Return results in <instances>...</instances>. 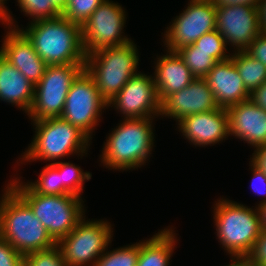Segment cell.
Listing matches in <instances>:
<instances>
[{"mask_svg": "<svg viewBox=\"0 0 266 266\" xmlns=\"http://www.w3.org/2000/svg\"><path fill=\"white\" fill-rule=\"evenodd\" d=\"M0 191V237L21 255L46 250L57 243L30 206L5 182Z\"/></svg>", "mask_w": 266, "mask_h": 266, "instance_id": "5b68a950", "label": "cell"}, {"mask_svg": "<svg viewBox=\"0 0 266 266\" xmlns=\"http://www.w3.org/2000/svg\"><path fill=\"white\" fill-rule=\"evenodd\" d=\"M19 25L47 65L85 64L81 27L60 15Z\"/></svg>", "mask_w": 266, "mask_h": 266, "instance_id": "277c9868", "label": "cell"}, {"mask_svg": "<svg viewBox=\"0 0 266 266\" xmlns=\"http://www.w3.org/2000/svg\"><path fill=\"white\" fill-rule=\"evenodd\" d=\"M219 108L215 97L204 78H195L187 87L169 95L161 103L162 119H171L175 125L183 118L193 114L208 112Z\"/></svg>", "mask_w": 266, "mask_h": 266, "instance_id": "2e32d148", "label": "cell"}, {"mask_svg": "<svg viewBox=\"0 0 266 266\" xmlns=\"http://www.w3.org/2000/svg\"><path fill=\"white\" fill-rule=\"evenodd\" d=\"M61 174L62 195H76L85 200V182L92 179V172L85 170L73 161L61 160L51 163Z\"/></svg>", "mask_w": 266, "mask_h": 266, "instance_id": "603a6c76", "label": "cell"}, {"mask_svg": "<svg viewBox=\"0 0 266 266\" xmlns=\"http://www.w3.org/2000/svg\"><path fill=\"white\" fill-rule=\"evenodd\" d=\"M51 2L62 13L68 3V0H51Z\"/></svg>", "mask_w": 266, "mask_h": 266, "instance_id": "7bdbcfd3", "label": "cell"}, {"mask_svg": "<svg viewBox=\"0 0 266 266\" xmlns=\"http://www.w3.org/2000/svg\"><path fill=\"white\" fill-rule=\"evenodd\" d=\"M261 216V226L266 230V202L258 207Z\"/></svg>", "mask_w": 266, "mask_h": 266, "instance_id": "b9f144b4", "label": "cell"}, {"mask_svg": "<svg viewBox=\"0 0 266 266\" xmlns=\"http://www.w3.org/2000/svg\"><path fill=\"white\" fill-rule=\"evenodd\" d=\"M175 229L174 224L168 225L153 232L151 237L141 239L137 266H170L181 237Z\"/></svg>", "mask_w": 266, "mask_h": 266, "instance_id": "7402d4cb", "label": "cell"}, {"mask_svg": "<svg viewBox=\"0 0 266 266\" xmlns=\"http://www.w3.org/2000/svg\"><path fill=\"white\" fill-rule=\"evenodd\" d=\"M35 180H26L24 182L35 192L42 195H62V179L59 171L47 163Z\"/></svg>", "mask_w": 266, "mask_h": 266, "instance_id": "4316f807", "label": "cell"}, {"mask_svg": "<svg viewBox=\"0 0 266 266\" xmlns=\"http://www.w3.org/2000/svg\"><path fill=\"white\" fill-rule=\"evenodd\" d=\"M193 45L197 47V50L209 52L216 62L228 60L232 53L225 39L216 29L199 37Z\"/></svg>", "mask_w": 266, "mask_h": 266, "instance_id": "f1b7e54d", "label": "cell"}, {"mask_svg": "<svg viewBox=\"0 0 266 266\" xmlns=\"http://www.w3.org/2000/svg\"><path fill=\"white\" fill-rule=\"evenodd\" d=\"M223 266H252V264L246 257H230L229 263H225Z\"/></svg>", "mask_w": 266, "mask_h": 266, "instance_id": "60d3db41", "label": "cell"}, {"mask_svg": "<svg viewBox=\"0 0 266 266\" xmlns=\"http://www.w3.org/2000/svg\"><path fill=\"white\" fill-rule=\"evenodd\" d=\"M216 30L232 52L244 51L260 33L256 7L216 8Z\"/></svg>", "mask_w": 266, "mask_h": 266, "instance_id": "9a60e30c", "label": "cell"}, {"mask_svg": "<svg viewBox=\"0 0 266 266\" xmlns=\"http://www.w3.org/2000/svg\"><path fill=\"white\" fill-rule=\"evenodd\" d=\"M190 69L195 78H204L217 63L209 52L197 50L193 44L184 46L176 51Z\"/></svg>", "mask_w": 266, "mask_h": 266, "instance_id": "484cf974", "label": "cell"}, {"mask_svg": "<svg viewBox=\"0 0 266 266\" xmlns=\"http://www.w3.org/2000/svg\"><path fill=\"white\" fill-rule=\"evenodd\" d=\"M108 109L116 111L121 119L160 118L161 102L152 74L141 70L133 75L118 94L107 102Z\"/></svg>", "mask_w": 266, "mask_h": 266, "instance_id": "4fadbf2b", "label": "cell"}, {"mask_svg": "<svg viewBox=\"0 0 266 266\" xmlns=\"http://www.w3.org/2000/svg\"><path fill=\"white\" fill-rule=\"evenodd\" d=\"M158 119L160 118H120L117 126L114 125L107 132L103 141L97 159L99 166L113 172L130 173L148 165L156 149L155 121Z\"/></svg>", "mask_w": 266, "mask_h": 266, "instance_id": "6da1fadb", "label": "cell"}, {"mask_svg": "<svg viewBox=\"0 0 266 266\" xmlns=\"http://www.w3.org/2000/svg\"><path fill=\"white\" fill-rule=\"evenodd\" d=\"M24 256L0 237V266H23Z\"/></svg>", "mask_w": 266, "mask_h": 266, "instance_id": "d6a6232c", "label": "cell"}, {"mask_svg": "<svg viewBox=\"0 0 266 266\" xmlns=\"http://www.w3.org/2000/svg\"><path fill=\"white\" fill-rule=\"evenodd\" d=\"M175 127L186 144L195 148L217 146L230 139L229 115L227 109L221 107L186 116Z\"/></svg>", "mask_w": 266, "mask_h": 266, "instance_id": "5bb4252c", "label": "cell"}, {"mask_svg": "<svg viewBox=\"0 0 266 266\" xmlns=\"http://www.w3.org/2000/svg\"><path fill=\"white\" fill-rule=\"evenodd\" d=\"M230 58L238 69L249 93L266 81V66L245 51H234L231 53Z\"/></svg>", "mask_w": 266, "mask_h": 266, "instance_id": "cb8c5ba5", "label": "cell"}, {"mask_svg": "<svg viewBox=\"0 0 266 266\" xmlns=\"http://www.w3.org/2000/svg\"><path fill=\"white\" fill-rule=\"evenodd\" d=\"M106 109L107 102L101 97L93 78L84 69L73 81L60 117L78 127L93 141L95 130L103 122L102 116Z\"/></svg>", "mask_w": 266, "mask_h": 266, "instance_id": "30bf717a", "label": "cell"}, {"mask_svg": "<svg viewBox=\"0 0 266 266\" xmlns=\"http://www.w3.org/2000/svg\"><path fill=\"white\" fill-rule=\"evenodd\" d=\"M112 242L94 266H137L140 240L111 249ZM111 249V250H110Z\"/></svg>", "mask_w": 266, "mask_h": 266, "instance_id": "d4e9b609", "label": "cell"}, {"mask_svg": "<svg viewBox=\"0 0 266 266\" xmlns=\"http://www.w3.org/2000/svg\"><path fill=\"white\" fill-rule=\"evenodd\" d=\"M249 160L266 174V145L254 149Z\"/></svg>", "mask_w": 266, "mask_h": 266, "instance_id": "8d00e7d4", "label": "cell"}, {"mask_svg": "<svg viewBox=\"0 0 266 266\" xmlns=\"http://www.w3.org/2000/svg\"><path fill=\"white\" fill-rule=\"evenodd\" d=\"M115 226L109 219H89L87 214L57 245L66 266H94L114 240Z\"/></svg>", "mask_w": 266, "mask_h": 266, "instance_id": "ba28073f", "label": "cell"}, {"mask_svg": "<svg viewBox=\"0 0 266 266\" xmlns=\"http://www.w3.org/2000/svg\"><path fill=\"white\" fill-rule=\"evenodd\" d=\"M23 266H66L60 247L39 250L26 254L23 259Z\"/></svg>", "mask_w": 266, "mask_h": 266, "instance_id": "4dcf8cb0", "label": "cell"}, {"mask_svg": "<svg viewBox=\"0 0 266 266\" xmlns=\"http://www.w3.org/2000/svg\"><path fill=\"white\" fill-rule=\"evenodd\" d=\"M128 12L121 3L105 0L82 25V45L85 55L105 47L124 45L131 42L125 33Z\"/></svg>", "mask_w": 266, "mask_h": 266, "instance_id": "8fae6325", "label": "cell"}, {"mask_svg": "<svg viewBox=\"0 0 266 266\" xmlns=\"http://www.w3.org/2000/svg\"><path fill=\"white\" fill-rule=\"evenodd\" d=\"M4 29L0 41V54L35 86L43 77L48 65L20 30L8 26H4Z\"/></svg>", "mask_w": 266, "mask_h": 266, "instance_id": "e0dca14e", "label": "cell"}, {"mask_svg": "<svg viewBox=\"0 0 266 266\" xmlns=\"http://www.w3.org/2000/svg\"><path fill=\"white\" fill-rule=\"evenodd\" d=\"M186 2L183 10L172 17L161 33V46L168 51L176 52L184 46L194 44L199 37L216 29V7L212 1Z\"/></svg>", "mask_w": 266, "mask_h": 266, "instance_id": "7c38bea8", "label": "cell"}, {"mask_svg": "<svg viewBox=\"0 0 266 266\" xmlns=\"http://www.w3.org/2000/svg\"><path fill=\"white\" fill-rule=\"evenodd\" d=\"M256 9L260 32L266 34V0H260Z\"/></svg>", "mask_w": 266, "mask_h": 266, "instance_id": "ab89813d", "label": "cell"}, {"mask_svg": "<svg viewBox=\"0 0 266 266\" xmlns=\"http://www.w3.org/2000/svg\"><path fill=\"white\" fill-rule=\"evenodd\" d=\"M260 0H212L216 8L228 6L257 7Z\"/></svg>", "mask_w": 266, "mask_h": 266, "instance_id": "f35d334b", "label": "cell"}, {"mask_svg": "<svg viewBox=\"0 0 266 266\" xmlns=\"http://www.w3.org/2000/svg\"><path fill=\"white\" fill-rule=\"evenodd\" d=\"M13 172L7 184L30 206L34 215L58 243L68 235L88 213L86 201L76 195H42L35 193L20 176Z\"/></svg>", "mask_w": 266, "mask_h": 266, "instance_id": "8992f818", "label": "cell"}, {"mask_svg": "<svg viewBox=\"0 0 266 266\" xmlns=\"http://www.w3.org/2000/svg\"><path fill=\"white\" fill-rule=\"evenodd\" d=\"M134 40L124 45L105 47L86 56L84 69L93 78L106 102L140 72L141 52Z\"/></svg>", "mask_w": 266, "mask_h": 266, "instance_id": "52a82bcc", "label": "cell"}, {"mask_svg": "<svg viewBox=\"0 0 266 266\" xmlns=\"http://www.w3.org/2000/svg\"><path fill=\"white\" fill-rule=\"evenodd\" d=\"M105 0H68V3L61 13L70 22L82 27L90 15Z\"/></svg>", "mask_w": 266, "mask_h": 266, "instance_id": "f546056e", "label": "cell"}, {"mask_svg": "<svg viewBox=\"0 0 266 266\" xmlns=\"http://www.w3.org/2000/svg\"><path fill=\"white\" fill-rule=\"evenodd\" d=\"M252 266H266V230L262 229L251 252L246 256Z\"/></svg>", "mask_w": 266, "mask_h": 266, "instance_id": "836d02e7", "label": "cell"}, {"mask_svg": "<svg viewBox=\"0 0 266 266\" xmlns=\"http://www.w3.org/2000/svg\"><path fill=\"white\" fill-rule=\"evenodd\" d=\"M9 1L10 0H0V25L19 30L18 18H14L16 16H13L15 15L13 11L10 10L9 6H6Z\"/></svg>", "mask_w": 266, "mask_h": 266, "instance_id": "d590c367", "label": "cell"}, {"mask_svg": "<svg viewBox=\"0 0 266 266\" xmlns=\"http://www.w3.org/2000/svg\"><path fill=\"white\" fill-rule=\"evenodd\" d=\"M212 203L214 234L224 255L246 257L263 229L258 207L223 195Z\"/></svg>", "mask_w": 266, "mask_h": 266, "instance_id": "3957f363", "label": "cell"}, {"mask_svg": "<svg viewBox=\"0 0 266 266\" xmlns=\"http://www.w3.org/2000/svg\"><path fill=\"white\" fill-rule=\"evenodd\" d=\"M31 125L34 129L31 143L16 158L14 172L17 169L16 172H20L23 165L37 161L51 164L71 157L81 160L92 149V140L61 117L31 122Z\"/></svg>", "mask_w": 266, "mask_h": 266, "instance_id": "7a4b0ae2", "label": "cell"}, {"mask_svg": "<svg viewBox=\"0 0 266 266\" xmlns=\"http://www.w3.org/2000/svg\"><path fill=\"white\" fill-rule=\"evenodd\" d=\"M248 166L251 174L250 190H252L255 195L259 196V199L255 204L256 207H259L261 204L266 202V174L263 170L256 167L251 161H249Z\"/></svg>", "mask_w": 266, "mask_h": 266, "instance_id": "1f68e13d", "label": "cell"}, {"mask_svg": "<svg viewBox=\"0 0 266 266\" xmlns=\"http://www.w3.org/2000/svg\"><path fill=\"white\" fill-rule=\"evenodd\" d=\"M244 51L266 66V34L260 32Z\"/></svg>", "mask_w": 266, "mask_h": 266, "instance_id": "e575fe53", "label": "cell"}, {"mask_svg": "<svg viewBox=\"0 0 266 266\" xmlns=\"http://www.w3.org/2000/svg\"><path fill=\"white\" fill-rule=\"evenodd\" d=\"M20 13L28 17L27 23L42 19H52L61 15V12L52 4L51 0H15Z\"/></svg>", "mask_w": 266, "mask_h": 266, "instance_id": "83f0119b", "label": "cell"}, {"mask_svg": "<svg viewBox=\"0 0 266 266\" xmlns=\"http://www.w3.org/2000/svg\"><path fill=\"white\" fill-rule=\"evenodd\" d=\"M164 54H155L151 60L153 80L156 85L158 99L162 103L169 95L187 87L195 77L177 52L162 49Z\"/></svg>", "mask_w": 266, "mask_h": 266, "instance_id": "d6986e66", "label": "cell"}, {"mask_svg": "<svg viewBox=\"0 0 266 266\" xmlns=\"http://www.w3.org/2000/svg\"><path fill=\"white\" fill-rule=\"evenodd\" d=\"M33 99L34 85L0 54V101L26 116Z\"/></svg>", "mask_w": 266, "mask_h": 266, "instance_id": "44dd1931", "label": "cell"}, {"mask_svg": "<svg viewBox=\"0 0 266 266\" xmlns=\"http://www.w3.org/2000/svg\"><path fill=\"white\" fill-rule=\"evenodd\" d=\"M219 107H228L249 100L242 77L231 58L217 62L204 77Z\"/></svg>", "mask_w": 266, "mask_h": 266, "instance_id": "ffe728a7", "label": "cell"}, {"mask_svg": "<svg viewBox=\"0 0 266 266\" xmlns=\"http://www.w3.org/2000/svg\"><path fill=\"white\" fill-rule=\"evenodd\" d=\"M85 64L48 65L34 86V99L27 119L30 122L60 117L73 81Z\"/></svg>", "mask_w": 266, "mask_h": 266, "instance_id": "9c48e42d", "label": "cell"}, {"mask_svg": "<svg viewBox=\"0 0 266 266\" xmlns=\"http://www.w3.org/2000/svg\"><path fill=\"white\" fill-rule=\"evenodd\" d=\"M249 100L266 111V81L250 93Z\"/></svg>", "mask_w": 266, "mask_h": 266, "instance_id": "74e56055", "label": "cell"}, {"mask_svg": "<svg viewBox=\"0 0 266 266\" xmlns=\"http://www.w3.org/2000/svg\"><path fill=\"white\" fill-rule=\"evenodd\" d=\"M230 139L256 149L266 145V111L246 100L227 108Z\"/></svg>", "mask_w": 266, "mask_h": 266, "instance_id": "ac0fdd59", "label": "cell"}]
</instances>
